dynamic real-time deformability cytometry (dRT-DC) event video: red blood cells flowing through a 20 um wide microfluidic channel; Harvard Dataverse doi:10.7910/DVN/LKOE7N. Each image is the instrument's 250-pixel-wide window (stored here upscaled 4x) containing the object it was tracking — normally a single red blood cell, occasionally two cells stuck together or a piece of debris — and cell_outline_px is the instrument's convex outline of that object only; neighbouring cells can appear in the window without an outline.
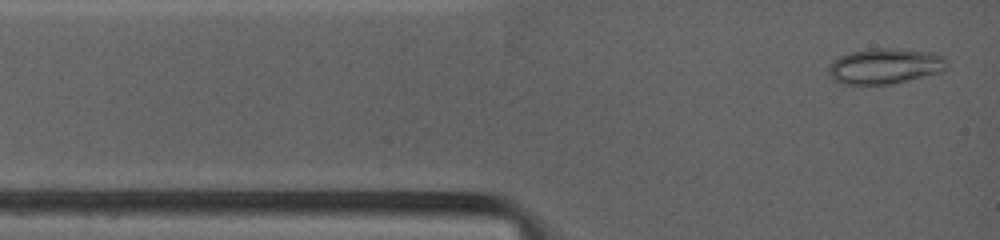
{"species": "common noctule bat (a hibernating species)", "species_latin": "Nyctalus noctula", "temperature_condition": "warm", "stored_images_in_passage": 10, "camera_frame_rate_fps": 4500, "um_per_image_px": 0.085, "animal": {"sex": "female", "body_mass_g": 19.0, "forearm_length_mm": 53.3}, "frame": {"image": 1, "passage_image": 1, "time_ms": 0.0, "image_size_px": [1000, 240], "cell_outline_px": [[948, 64], [940, 72], [892, 84], [844, 84], [836, 80], [828, 72], [828, 64], [832, 60], [840, 56], [852, 52], [876, 48], [896, 48], [932, 52], [944, 56]], "centroid_in_image_um": [75.23, 5.61], "position_along_channel_um": 9.8, "area_um2": 24.39}}